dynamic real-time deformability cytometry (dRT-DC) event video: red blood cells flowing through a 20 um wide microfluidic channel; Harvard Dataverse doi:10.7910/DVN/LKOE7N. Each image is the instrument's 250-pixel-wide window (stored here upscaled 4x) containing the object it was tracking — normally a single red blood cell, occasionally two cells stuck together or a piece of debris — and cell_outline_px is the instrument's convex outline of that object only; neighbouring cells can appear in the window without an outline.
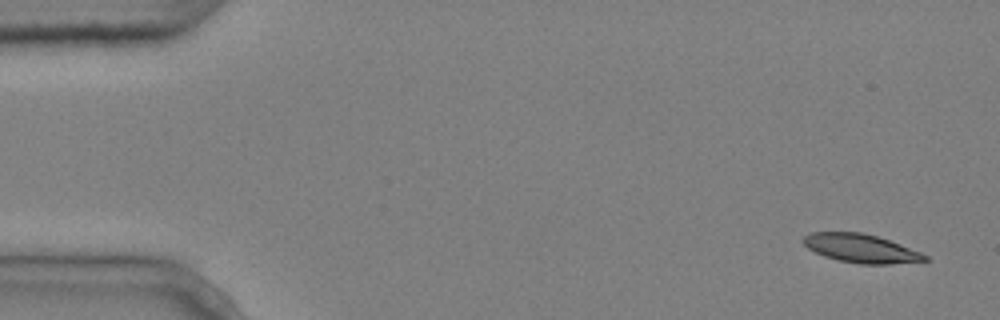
{"species": "common noctule bat (a hibernating species)", "species_latin": "Nyctalus noctula", "temperature_condition": "cold", "stored_images_in_passage": 5, "camera_frame_rate_fps": 3000, "um_per_image_px": 0.085, "animal": {"sex": "male", "body_mass_g": 20.4}, "frame": {"image": 1, "passage_image": 5, "time_ms": 1.333, "image_size_px": [1000, 320], "cell_outline_px": [[928, 260], [892, 264], [860, 264], [840, 260], [824, 256], [808, 248], [800, 240], [808, 232], [860, 232], [876, 236], [900, 244], [920, 252], [928, 256]], "centroid_in_image_um": [73.14, 21.11], "position_along_channel_um": 11.9, "area_um2": 20.11}}